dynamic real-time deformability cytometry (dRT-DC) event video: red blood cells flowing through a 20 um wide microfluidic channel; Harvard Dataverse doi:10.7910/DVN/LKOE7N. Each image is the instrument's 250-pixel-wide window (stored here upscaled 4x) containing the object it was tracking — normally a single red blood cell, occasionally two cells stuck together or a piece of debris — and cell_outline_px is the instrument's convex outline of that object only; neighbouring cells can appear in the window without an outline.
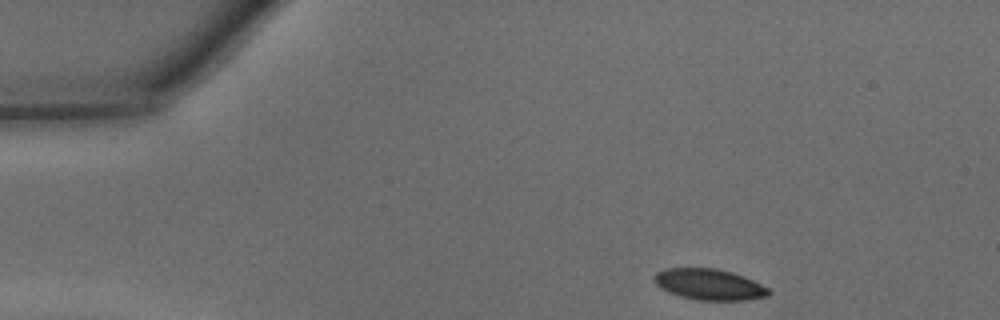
{"species": "common noctule bat (a hibernating species)", "species_latin": "Nyctalus noctula", "temperature_condition": "warm", "stored_images_in_passage": 31, "camera_frame_rate_fps": 3000, "um_per_image_px": 0.085, "animal": {"sex": "male", "body_mass_g": 15.6}, "frame": {"image": 1, "passage_image": 1, "time_ms": 0.0, "image_size_px": [1000, 320], "cell_outline_px": [[772, 292], [768, 296], [744, 300], [700, 300], [680, 296], [668, 292], [660, 288], [652, 280], [652, 276], [656, 272], [664, 268], [716, 268], [732, 272], [744, 276], [768, 288]], "centroid_in_image_um": [60.24, 24.17], "position_along_channel_um": 24.8, "area_um2": 20.81}}
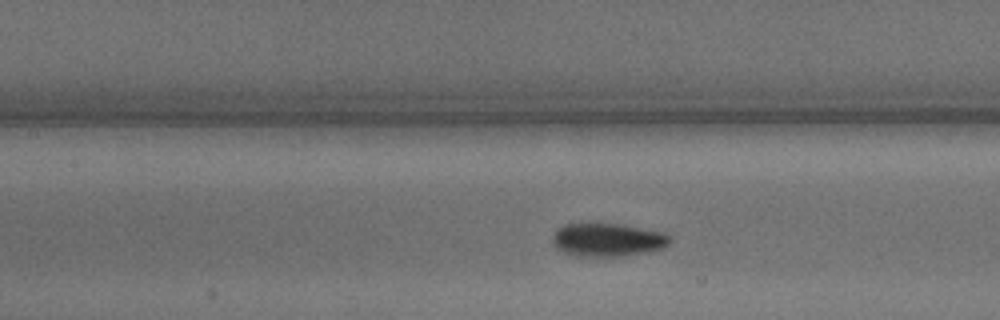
{"frame": {"image": 2, "passage_image": 15, "time_ms": 4.667, "image_size_px": [1000, 320], "cell_outline_px": [[672, 240], [664, 248], [648, 252], [620, 256], [576, 256], [564, 252], [556, 248], [552, 244], [552, 236], [556, 228], [564, 224], [620, 224], [664, 232], [672, 236]], "centroid_in_image_um": [51.65, 20.38], "position_along_channel_um": 155.7, "area_um2": 22.95}}
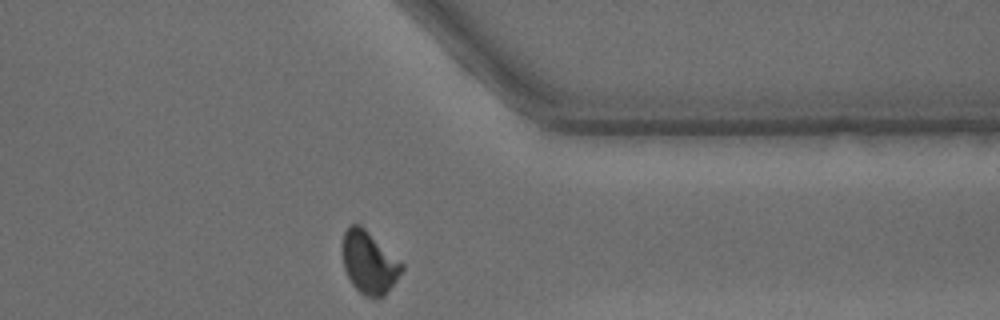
{"frame": {"image": 3, "passage_image": 31, "time_ms": 10.0, "image_size_px": [1000, 320], "cell_outline_px": [[404, 268], [396, 280], [384, 296], [364, 296], [352, 284], [344, 268], [344, 232], [352, 224], [360, 224], [404, 264]], "centroid_in_image_um": [31.4, 22.31], "position_along_channel_um": 380.0, "area_um2": 20.98}, "authors_computed_cell_mechanics": {"area_um2": 22.0218, "velocity_mm_per_s": 4.3434, "shape_relaxation_time_tau1_ms": 3.3144, "shape_relaxation_time_tau2_ms": 1.0946, "deformation_change_tau1": 0.1324, "deformation_change_tau2": 0.0474}}